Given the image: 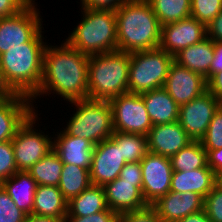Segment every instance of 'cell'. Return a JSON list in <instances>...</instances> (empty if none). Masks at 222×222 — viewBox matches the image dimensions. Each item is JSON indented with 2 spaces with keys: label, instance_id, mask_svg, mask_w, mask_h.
I'll list each match as a JSON object with an SVG mask.
<instances>
[{
  "label": "cell",
  "instance_id": "obj_4",
  "mask_svg": "<svg viewBox=\"0 0 222 222\" xmlns=\"http://www.w3.org/2000/svg\"><path fill=\"white\" fill-rule=\"evenodd\" d=\"M81 19L64 39L71 47L87 55L117 51L115 10L81 7Z\"/></svg>",
  "mask_w": 222,
  "mask_h": 222
},
{
  "label": "cell",
  "instance_id": "obj_19",
  "mask_svg": "<svg viewBox=\"0 0 222 222\" xmlns=\"http://www.w3.org/2000/svg\"><path fill=\"white\" fill-rule=\"evenodd\" d=\"M103 187L108 208L118 215L148 206L142 194V186H135V182L122 181L117 177Z\"/></svg>",
  "mask_w": 222,
  "mask_h": 222
},
{
  "label": "cell",
  "instance_id": "obj_32",
  "mask_svg": "<svg viewBox=\"0 0 222 222\" xmlns=\"http://www.w3.org/2000/svg\"><path fill=\"white\" fill-rule=\"evenodd\" d=\"M222 11V0H191V17L206 27Z\"/></svg>",
  "mask_w": 222,
  "mask_h": 222
},
{
  "label": "cell",
  "instance_id": "obj_43",
  "mask_svg": "<svg viewBox=\"0 0 222 222\" xmlns=\"http://www.w3.org/2000/svg\"><path fill=\"white\" fill-rule=\"evenodd\" d=\"M207 90L221 103L222 102V71L215 73L207 81Z\"/></svg>",
  "mask_w": 222,
  "mask_h": 222
},
{
  "label": "cell",
  "instance_id": "obj_31",
  "mask_svg": "<svg viewBox=\"0 0 222 222\" xmlns=\"http://www.w3.org/2000/svg\"><path fill=\"white\" fill-rule=\"evenodd\" d=\"M112 137L121 145L126 163L140 162L148 152L147 136L143 134L114 131Z\"/></svg>",
  "mask_w": 222,
  "mask_h": 222
},
{
  "label": "cell",
  "instance_id": "obj_18",
  "mask_svg": "<svg viewBox=\"0 0 222 222\" xmlns=\"http://www.w3.org/2000/svg\"><path fill=\"white\" fill-rule=\"evenodd\" d=\"M191 142L178 121L154 125L147 135L148 151L167 157L175 155Z\"/></svg>",
  "mask_w": 222,
  "mask_h": 222
},
{
  "label": "cell",
  "instance_id": "obj_39",
  "mask_svg": "<svg viewBox=\"0 0 222 222\" xmlns=\"http://www.w3.org/2000/svg\"><path fill=\"white\" fill-rule=\"evenodd\" d=\"M122 181L135 182V186H142V170L140 162L126 163L120 172Z\"/></svg>",
  "mask_w": 222,
  "mask_h": 222
},
{
  "label": "cell",
  "instance_id": "obj_3",
  "mask_svg": "<svg viewBox=\"0 0 222 222\" xmlns=\"http://www.w3.org/2000/svg\"><path fill=\"white\" fill-rule=\"evenodd\" d=\"M115 15L118 51L133 53L159 47L162 26L148 0H126Z\"/></svg>",
  "mask_w": 222,
  "mask_h": 222
},
{
  "label": "cell",
  "instance_id": "obj_46",
  "mask_svg": "<svg viewBox=\"0 0 222 222\" xmlns=\"http://www.w3.org/2000/svg\"><path fill=\"white\" fill-rule=\"evenodd\" d=\"M178 222H211L207 217L205 210L198 211L193 214H189L185 218H182Z\"/></svg>",
  "mask_w": 222,
  "mask_h": 222
},
{
  "label": "cell",
  "instance_id": "obj_30",
  "mask_svg": "<svg viewBox=\"0 0 222 222\" xmlns=\"http://www.w3.org/2000/svg\"><path fill=\"white\" fill-rule=\"evenodd\" d=\"M161 26L191 17V0H148Z\"/></svg>",
  "mask_w": 222,
  "mask_h": 222
},
{
  "label": "cell",
  "instance_id": "obj_26",
  "mask_svg": "<svg viewBox=\"0 0 222 222\" xmlns=\"http://www.w3.org/2000/svg\"><path fill=\"white\" fill-rule=\"evenodd\" d=\"M108 208L103 186L90 185L67 204V216L85 217Z\"/></svg>",
  "mask_w": 222,
  "mask_h": 222
},
{
  "label": "cell",
  "instance_id": "obj_9",
  "mask_svg": "<svg viewBox=\"0 0 222 222\" xmlns=\"http://www.w3.org/2000/svg\"><path fill=\"white\" fill-rule=\"evenodd\" d=\"M32 0L18 14L0 18V54L15 46H23L29 42L42 28L43 18L35 2Z\"/></svg>",
  "mask_w": 222,
  "mask_h": 222
},
{
  "label": "cell",
  "instance_id": "obj_12",
  "mask_svg": "<svg viewBox=\"0 0 222 222\" xmlns=\"http://www.w3.org/2000/svg\"><path fill=\"white\" fill-rule=\"evenodd\" d=\"M219 107L220 102L207 90L180 106L178 123L192 141H200Z\"/></svg>",
  "mask_w": 222,
  "mask_h": 222
},
{
  "label": "cell",
  "instance_id": "obj_36",
  "mask_svg": "<svg viewBox=\"0 0 222 222\" xmlns=\"http://www.w3.org/2000/svg\"><path fill=\"white\" fill-rule=\"evenodd\" d=\"M204 210L211 222H222V189L217 185L204 198Z\"/></svg>",
  "mask_w": 222,
  "mask_h": 222
},
{
  "label": "cell",
  "instance_id": "obj_16",
  "mask_svg": "<svg viewBox=\"0 0 222 222\" xmlns=\"http://www.w3.org/2000/svg\"><path fill=\"white\" fill-rule=\"evenodd\" d=\"M33 112L31 98L16 93H5L0 98V143L12 140Z\"/></svg>",
  "mask_w": 222,
  "mask_h": 222
},
{
  "label": "cell",
  "instance_id": "obj_45",
  "mask_svg": "<svg viewBox=\"0 0 222 222\" xmlns=\"http://www.w3.org/2000/svg\"><path fill=\"white\" fill-rule=\"evenodd\" d=\"M222 71V42H214V58L209 70V79Z\"/></svg>",
  "mask_w": 222,
  "mask_h": 222
},
{
  "label": "cell",
  "instance_id": "obj_15",
  "mask_svg": "<svg viewBox=\"0 0 222 222\" xmlns=\"http://www.w3.org/2000/svg\"><path fill=\"white\" fill-rule=\"evenodd\" d=\"M163 88L181 106L206 92L207 81L201 74L173 61Z\"/></svg>",
  "mask_w": 222,
  "mask_h": 222
},
{
  "label": "cell",
  "instance_id": "obj_42",
  "mask_svg": "<svg viewBox=\"0 0 222 222\" xmlns=\"http://www.w3.org/2000/svg\"><path fill=\"white\" fill-rule=\"evenodd\" d=\"M207 37L214 42H222V11L206 27Z\"/></svg>",
  "mask_w": 222,
  "mask_h": 222
},
{
  "label": "cell",
  "instance_id": "obj_8",
  "mask_svg": "<svg viewBox=\"0 0 222 222\" xmlns=\"http://www.w3.org/2000/svg\"><path fill=\"white\" fill-rule=\"evenodd\" d=\"M38 115L40 116L34 111L11 140L18 171L28 172L35 163L53 150V134L45 132L48 130L45 125L42 127L44 131L39 128L42 118Z\"/></svg>",
  "mask_w": 222,
  "mask_h": 222
},
{
  "label": "cell",
  "instance_id": "obj_10",
  "mask_svg": "<svg viewBox=\"0 0 222 222\" xmlns=\"http://www.w3.org/2000/svg\"><path fill=\"white\" fill-rule=\"evenodd\" d=\"M109 102L114 131L148 135L153 124L140 94L123 93Z\"/></svg>",
  "mask_w": 222,
  "mask_h": 222
},
{
  "label": "cell",
  "instance_id": "obj_25",
  "mask_svg": "<svg viewBox=\"0 0 222 222\" xmlns=\"http://www.w3.org/2000/svg\"><path fill=\"white\" fill-rule=\"evenodd\" d=\"M67 204L58 186L38 185L34 196L33 214L66 219Z\"/></svg>",
  "mask_w": 222,
  "mask_h": 222
},
{
  "label": "cell",
  "instance_id": "obj_23",
  "mask_svg": "<svg viewBox=\"0 0 222 222\" xmlns=\"http://www.w3.org/2000/svg\"><path fill=\"white\" fill-rule=\"evenodd\" d=\"M214 58V41L208 37L201 42L182 49L174 61L209 80V70Z\"/></svg>",
  "mask_w": 222,
  "mask_h": 222
},
{
  "label": "cell",
  "instance_id": "obj_21",
  "mask_svg": "<svg viewBox=\"0 0 222 222\" xmlns=\"http://www.w3.org/2000/svg\"><path fill=\"white\" fill-rule=\"evenodd\" d=\"M215 185L216 174L207 165L191 171H173L170 191L198 193L205 198Z\"/></svg>",
  "mask_w": 222,
  "mask_h": 222
},
{
  "label": "cell",
  "instance_id": "obj_48",
  "mask_svg": "<svg viewBox=\"0 0 222 222\" xmlns=\"http://www.w3.org/2000/svg\"><path fill=\"white\" fill-rule=\"evenodd\" d=\"M216 185L222 189V171L216 174Z\"/></svg>",
  "mask_w": 222,
  "mask_h": 222
},
{
  "label": "cell",
  "instance_id": "obj_27",
  "mask_svg": "<svg viewBox=\"0 0 222 222\" xmlns=\"http://www.w3.org/2000/svg\"><path fill=\"white\" fill-rule=\"evenodd\" d=\"M89 170L90 168L64 164L58 187L67 202L91 185Z\"/></svg>",
  "mask_w": 222,
  "mask_h": 222
},
{
  "label": "cell",
  "instance_id": "obj_33",
  "mask_svg": "<svg viewBox=\"0 0 222 222\" xmlns=\"http://www.w3.org/2000/svg\"><path fill=\"white\" fill-rule=\"evenodd\" d=\"M205 150H215L222 148V108L219 107L206 130L205 135L200 140Z\"/></svg>",
  "mask_w": 222,
  "mask_h": 222
},
{
  "label": "cell",
  "instance_id": "obj_44",
  "mask_svg": "<svg viewBox=\"0 0 222 222\" xmlns=\"http://www.w3.org/2000/svg\"><path fill=\"white\" fill-rule=\"evenodd\" d=\"M207 165L217 174L222 171V148L215 150H206Z\"/></svg>",
  "mask_w": 222,
  "mask_h": 222
},
{
  "label": "cell",
  "instance_id": "obj_22",
  "mask_svg": "<svg viewBox=\"0 0 222 222\" xmlns=\"http://www.w3.org/2000/svg\"><path fill=\"white\" fill-rule=\"evenodd\" d=\"M140 95L153 126L178 121L180 106L163 87Z\"/></svg>",
  "mask_w": 222,
  "mask_h": 222
},
{
  "label": "cell",
  "instance_id": "obj_1",
  "mask_svg": "<svg viewBox=\"0 0 222 222\" xmlns=\"http://www.w3.org/2000/svg\"><path fill=\"white\" fill-rule=\"evenodd\" d=\"M88 61L89 55L71 47L65 40L55 46L47 43L42 80L38 90L30 97L34 111L39 113L35 103L47 95L53 98L55 94L57 99L60 97L66 103L89 99Z\"/></svg>",
  "mask_w": 222,
  "mask_h": 222
},
{
  "label": "cell",
  "instance_id": "obj_20",
  "mask_svg": "<svg viewBox=\"0 0 222 222\" xmlns=\"http://www.w3.org/2000/svg\"><path fill=\"white\" fill-rule=\"evenodd\" d=\"M53 150L63 164L90 168L94 144L87 139L70 136L62 128L53 132ZM57 133V134H56Z\"/></svg>",
  "mask_w": 222,
  "mask_h": 222
},
{
  "label": "cell",
  "instance_id": "obj_29",
  "mask_svg": "<svg viewBox=\"0 0 222 222\" xmlns=\"http://www.w3.org/2000/svg\"><path fill=\"white\" fill-rule=\"evenodd\" d=\"M173 171H191L207 166V152L200 141H192L170 157Z\"/></svg>",
  "mask_w": 222,
  "mask_h": 222
},
{
  "label": "cell",
  "instance_id": "obj_5",
  "mask_svg": "<svg viewBox=\"0 0 222 222\" xmlns=\"http://www.w3.org/2000/svg\"><path fill=\"white\" fill-rule=\"evenodd\" d=\"M130 53L114 51L89 56V99L110 101L127 93L129 82Z\"/></svg>",
  "mask_w": 222,
  "mask_h": 222
},
{
  "label": "cell",
  "instance_id": "obj_37",
  "mask_svg": "<svg viewBox=\"0 0 222 222\" xmlns=\"http://www.w3.org/2000/svg\"><path fill=\"white\" fill-rule=\"evenodd\" d=\"M119 222H162L155 209L148 205L145 208L128 211L119 215Z\"/></svg>",
  "mask_w": 222,
  "mask_h": 222
},
{
  "label": "cell",
  "instance_id": "obj_2",
  "mask_svg": "<svg viewBox=\"0 0 222 222\" xmlns=\"http://www.w3.org/2000/svg\"><path fill=\"white\" fill-rule=\"evenodd\" d=\"M44 30V31H42ZM44 27L23 46H15L1 54L0 87L6 93L31 97L43 76V54L46 42Z\"/></svg>",
  "mask_w": 222,
  "mask_h": 222
},
{
  "label": "cell",
  "instance_id": "obj_13",
  "mask_svg": "<svg viewBox=\"0 0 222 222\" xmlns=\"http://www.w3.org/2000/svg\"><path fill=\"white\" fill-rule=\"evenodd\" d=\"M125 164L121 145L113 137L96 144L89 170L91 184L105 186L114 181Z\"/></svg>",
  "mask_w": 222,
  "mask_h": 222
},
{
  "label": "cell",
  "instance_id": "obj_11",
  "mask_svg": "<svg viewBox=\"0 0 222 222\" xmlns=\"http://www.w3.org/2000/svg\"><path fill=\"white\" fill-rule=\"evenodd\" d=\"M142 194L148 205L170 192L172 165L170 157L147 152L140 161Z\"/></svg>",
  "mask_w": 222,
  "mask_h": 222
},
{
  "label": "cell",
  "instance_id": "obj_41",
  "mask_svg": "<svg viewBox=\"0 0 222 222\" xmlns=\"http://www.w3.org/2000/svg\"><path fill=\"white\" fill-rule=\"evenodd\" d=\"M126 0H80V7L87 9H111L116 10Z\"/></svg>",
  "mask_w": 222,
  "mask_h": 222
},
{
  "label": "cell",
  "instance_id": "obj_24",
  "mask_svg": "<svg viewBox=\"0 0 222 222\" xmlns=\"http://www.w3.org/2000/svg\"><path fill=\"white\" fill-rule=\"evenodd\" d=\"M1 185L19 209L27 215L33 214L34 196L38 184L28 172H15Z\"/></svg>",
  "mask_w": 222,
  "mask_h": 222
},
{
  "label": "cell",
  "instance_id": "obj_47",
  "mask_svg": "<svg viewBox=\"0 0 222 222\" xmlns=\"http://www.w3.org/2000/svg\"><path fill=\"white\" fill-rule=\"evenodd\" d=\"M24 222H65V219L54 217L37 216L34 214L27 215Z\"/></svg>",
  "mask_w": 222,
  "mask_h": 222
},
{
  "label": "cell",
  "instance_id": "obj_14",
  "mask_svg": "<svg viewBox=\"0 0 222 222\" xmlns=\"http://www.w3.org/2000/svg\"><path fill=\"white\" fill-rule=\"evenodd\" d=\"M206 37V26L195 18L189 17L163 25L159 47L166 53L175 56L182 49L199 43Z\"/></svg>",
  "mask_w": 222,
  "mask_h": 222
},
{
  "label": "cell",
  "instance_id": "obj_7",
  "mask_svg": "<svg viewBox=\"0 0 222 222\" xmlns=\"http://www.w3.org/2000/svg\"><path fill=\"white\" fill-rule=\"evenodd\" d=\"M173 61L160 47L130 53L128 91L142 94L164 87Z\"/></svg>",
  "mask_w": 222,
  "mask_h": 222
},
{
  "label": "cell",
  "instance_id": "obj_49",
  "mask_svg": "<svg viewBox=\"0 0 222 222\" xmlns=\"http://www.w3.org/2000/svg\"><path fill=\"white\" fill-rule=\"evenodd\" d=\"M6 92L0 87V98L5 94Z\"/></svg>",
  "mask_w": 222,
  "mask_h": 222
},
{
  "label": "cell",
  "instance_id": "obj_40",
  "mask_svg": "<svg viewBox=\"0 0 222 222\" xmlns=\"http://www.w3.org/2000/svg\"><path fill=\"white\" fill-rule=\"evenodd\" d=\"M32 0H0V18L18 14Z\"/></svg>",
  "mask_w": 222,
  "mask_h": 222
},
{
  "label": "cell",
  "instance_id": "obj_35",
  "mask_svg": "<svg viewBox=\"0 0 222 222\" xmlns=\"http://www.w3.org/2000/svg\"><path fill=\"white\" fill-rule=\"evenodd\" d=\"M18 172L12 141L0 143V184Z\"/></svg>",
  "mask_w": 222,
  "mask_h": 222
},
{
  "label": "cell",
  "instance_id": "obj_6",
  "mask_svg": "<svg viewBox=\"0 0 222 222\" xmlns=\"http://www.w3.org/2000/svg\"><path fill=\"white\" fill-rule=\"evenodd\" d=\"M68 104L74 108L73 113H69L71 117L66 115L69 119L65 128L62 126L68 135L87 139L94 145L112 137L114 129L109 101L85 99Z\"/></svg>",
  "mask_w": 222,
  "mask_h": 222
},
{
  "label": "cell",
  "instance_id": "obj_34",
  "mask_svg": "<svg viewBox=\"0 0 222 222\" xmlns=\"http://www.w3.org/2000/svg\"><path fill=\"white\" fill-rule=\"evenodd\" d=\"M26 216L0 184V222H24Z\"/></svg>",
  "mask_w": 222,
  "mask_h": 222
},
{
  "label": "cell",
  "instance_id": "obj_17",
  "mask_svg": "<svg viewBox=\"0 0 222 222\" xmlns=\"http://www.w3.org/2000/svg\"><path fill=\"white\" fill-rule=\"evenodd\" d=\"M151 206L162 222H178L189 214L204 209V197L192 192H168Z\"/></svg>",
  "mask_w": 222,
  "mask_h": 222
},
{
  "label": "cell",
  "instance_id": "obj_28",
  "mask_svg": "<svg viewBox=\"0 0 222 222\" xmlns=\"http://www.w3.org/2000/svg\"><path fill=\"white\" fill-rule=\"evenodd\" d=\"M63 166L58 154L52 150L35 163L28 173L38 185L58 186Z\"/></svg>",
  "mask_w": 222,
  "mask_h": 222
},
{
  "label": "cell",
  "instance_id": "obj_38",
  "mask_svg": "<svg viewBox=\"0 0 222 222\" xmlns=\"http://www.w3.org/2000/svg\"><path fill=\"white\" fill-rule=\"evenodd\" d=\"M65 222H119V215L107 208L90 216H66Z\"/></svg>",
  "mask_w": 222,
  "mask_h": 222
}]
</instances>
